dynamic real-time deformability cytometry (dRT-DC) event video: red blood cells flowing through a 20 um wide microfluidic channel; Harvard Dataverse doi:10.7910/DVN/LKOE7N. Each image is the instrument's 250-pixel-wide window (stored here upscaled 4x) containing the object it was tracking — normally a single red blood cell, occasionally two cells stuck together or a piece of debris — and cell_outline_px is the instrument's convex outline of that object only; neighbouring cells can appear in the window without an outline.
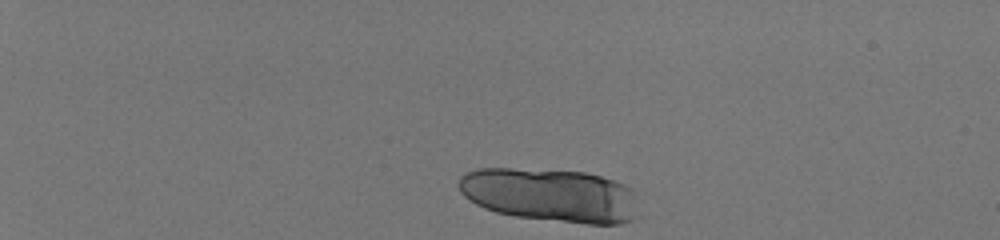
{"species": "human", "species_latin": "Homo sapiens", "temperature_condition": "room temperature", "stored_images_in_passage": 24, "camera_frame_rate_fps": 3000, "um_per_image_px": 0.085, "donor": {"sex": "male"}, "frame": {"image": 1, "passage_image": 1, "time_ms": 0.0, "image_size_px": [1000, 240], "cell_outline_px": [[632, 220], [620, 224], [588, 224], [516, 216], [496, 212], [484, 208], [476, 204], [464, 196], [460, 192], [456, 184], [460, 176], [468, 172], [480, 168], [512, 168], [584, 172], [600, 176], [624, 184], [632, 188]], "centroid_in_image_um": [46.68, 16.57], "position_along_channel_um": 38.3, "area_um2": 55.55}}
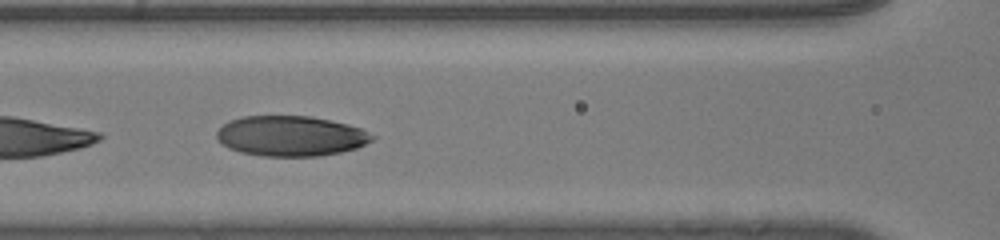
{"frame": {"image": 2, "passage_image": 18, "time_ms": 5.667, "image_size_px": [1000, 240], "cell_outline_px": [[376, 136], [372, 140], [356, 148], [340, 152], [320, 156], [264, 156], [240, 152], [228, 148], [216, 136], [216, 132], [228, 120], [244, 116], [312, 116], [348, 124], [360, 128]], "centroid_in_image_um": [24.72, 11.55], "position_along_channel_um": 141.9, "area_um2": 36.41}}